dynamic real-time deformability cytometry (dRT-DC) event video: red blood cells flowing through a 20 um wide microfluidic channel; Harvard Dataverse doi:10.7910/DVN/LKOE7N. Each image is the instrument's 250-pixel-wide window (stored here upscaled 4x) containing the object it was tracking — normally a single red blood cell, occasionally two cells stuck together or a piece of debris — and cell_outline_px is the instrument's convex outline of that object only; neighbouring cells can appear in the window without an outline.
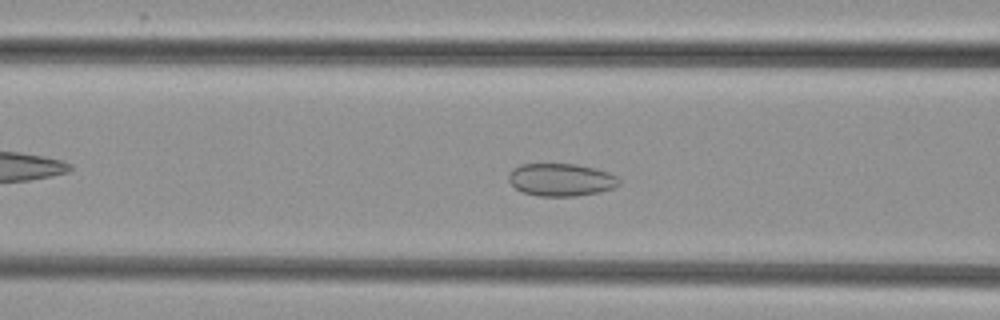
{"species": "common noctule bat (a hibernating species)", "species_latin": "Nyctalus noctula", "temperature_condition": "cold", "stored_images_in_passage": 50, "camera_frame_rate_fps": 3000, "um_per_image_px": 0.085, "animal": {"sex": "female", "body_mass_g": 29.2, "forearm_length_mm": 56.3}, "frame": {"image": 1, "passage_image": 18, "time_ms": 5.667, "image_size_px": [1000, 320], "cell_outline_px": [[620, 184], [612, 188], [600, 192], [576, 196], [540, 196], [524, 192], [516, 188], [508, 180], [508, 176], [512, 168], [520, 164], [576, 164], [608, 172], [616, 176], [620, 180]], "centroid_in_image_um": [47.68, 15.28], "position_along_channel_um": 118.9, "area_um2": 20.92}}
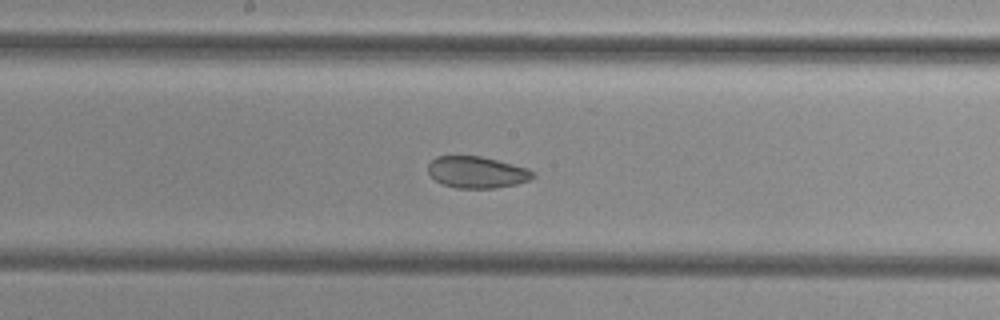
{"frame": {"image": 2, "passage_image": 25, "time_ms": 8.0, "image_size_px": [1000, 320], "cell_outline_px": [[536, 176], [528, 180], [516, 184], [496, 188], [456, 188], [440, 184], [428, 172], [428, 164], [436, 156], [480, 156], [528, 168], [536, 172]], "centroid_in_image_um": [40.54, 14.64], "position_along_channel_um": 207.7, "area_um2": 19.36}}
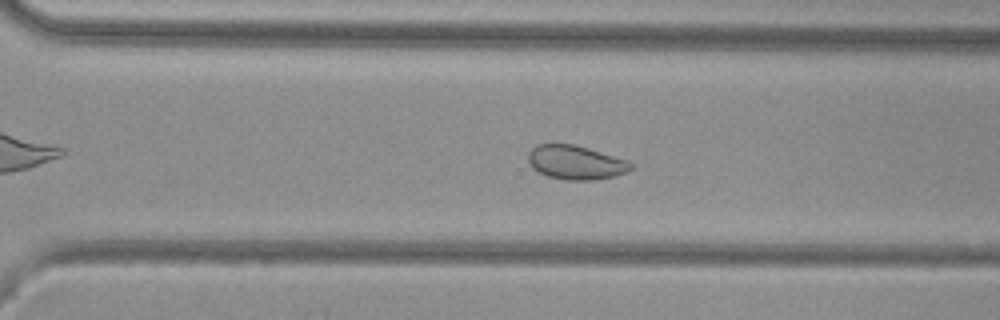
{"frame": {"image": 3, "passage_image": 34, "time_ms": 11.0, "image_size_px": [1000, 320], "cell_outline_px": [[632, 168], [628, 172], [616, 176], [592, 180], [564, 180], [548, 176], [532, 168], [528, 160], [528, 152], [536, 144], [572, 144], [588, 148], [628, 160], [632, 164]], "centroid_in_image_um": [48.94, 13.81], "position_along_channel_um": 321.7, "area_um2": 20.4}, "authors_computed_cell_mechanics": {"area_um2": 22.7154, "velocity_mm_per_s": 3.8052, "shape_relaxation_time_tau1_ms": null, "shape_relaxation_time_tau2_ms": 1.1447, "deformation_change_tau1": null, "deformation_change_tau2": 0.0519}}